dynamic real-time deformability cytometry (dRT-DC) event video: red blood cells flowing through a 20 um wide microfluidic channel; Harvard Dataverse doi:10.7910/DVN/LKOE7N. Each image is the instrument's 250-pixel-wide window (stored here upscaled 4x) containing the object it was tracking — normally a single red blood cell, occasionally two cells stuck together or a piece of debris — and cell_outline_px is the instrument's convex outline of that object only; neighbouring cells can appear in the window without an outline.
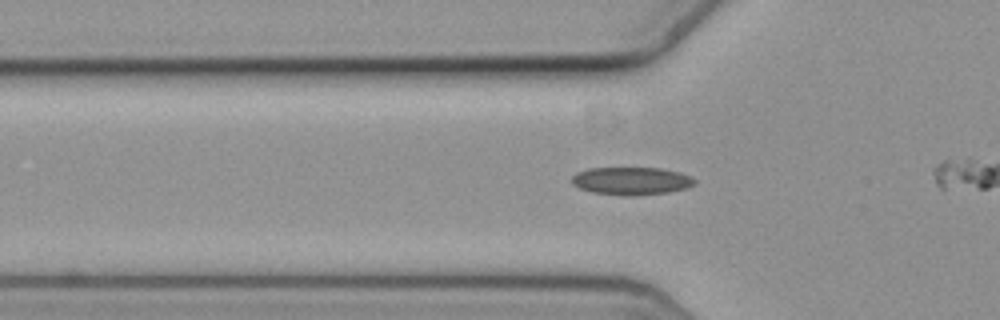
{"species": "common noctule bat (a hibernating species)", "species_latin": "Nyctalus noctula", "temperature_condition": "cold", "stored_images_in_passage": 40, "camera_frame_rate_fps": 3000, "um_per_image_px": 0.085, "animal": {"sex": "female", "body_mass_g": 19.3, "forearm_length_mm": 54.1}, "frame": {"image": 1, "passage_image": 13, "time_ms": 4.0, "image_size_px": [1000, 320], "cell_outline_px": [[696, 184], [684, 188], [668, 192], [632, 196], [620, 196], [592, 192], [580, 188], [572, 184], [572, 176], [576, 172], [588, 168], [660, 168], [680, 172], [696, 180]], "centroid_in_image_um": [53.63, 15.38], "position_along_channel_um": 72.2, "area_um2": 19.94}}
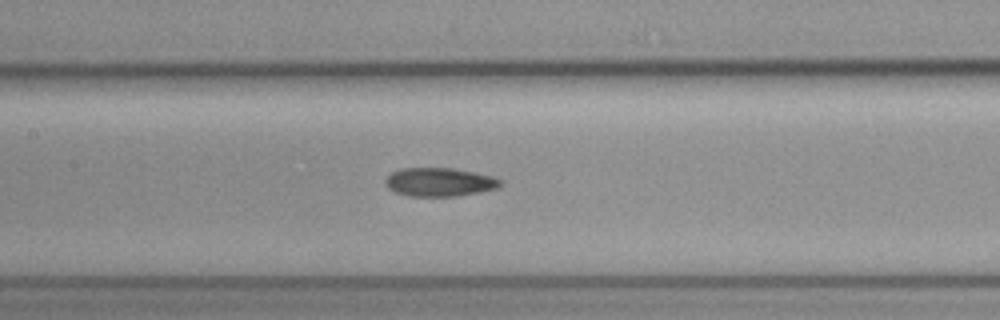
{"frame": {"image": 2, "passage_image": 21, "time_ms": 6.667, "image_size_px": [1000, 320], "cell_outline_px": [[500, 184], [496, 188], [480, 192], [456, 196], [408, 196], [396, 192], [388, 188], [384, 184], [384, 180], [392, 172], [400, 168], [452, 168], [492, 176], [500, 180]], "centroid_in_image_um": [37.3, 15.47], "position_along_channel_um": 170.1, "area_um2": 19.02}}
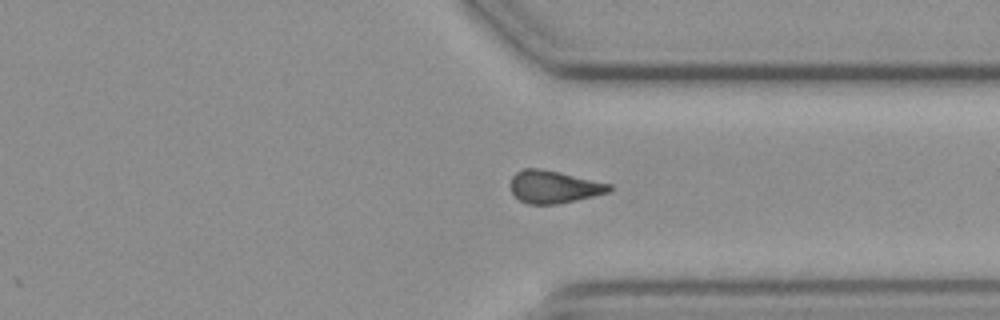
{"frame": {"image": 3, "passage_image": 37, "time_ms": 12.0, "image_size_px": [1000, 320], "cell_outline_px": [[612, 188], [608, 192], [576, 200], [556, 204], [528, 204], [520, 200], [512, 192], [508, 184], [512, 176], [516, 172], [524, 168], [540, 168], [560, 172], [612, 184]], "centroid_in_image_um": [47.04, 15.87], "position_along_channel_um": 364.4, "area_um2": 18.79}}